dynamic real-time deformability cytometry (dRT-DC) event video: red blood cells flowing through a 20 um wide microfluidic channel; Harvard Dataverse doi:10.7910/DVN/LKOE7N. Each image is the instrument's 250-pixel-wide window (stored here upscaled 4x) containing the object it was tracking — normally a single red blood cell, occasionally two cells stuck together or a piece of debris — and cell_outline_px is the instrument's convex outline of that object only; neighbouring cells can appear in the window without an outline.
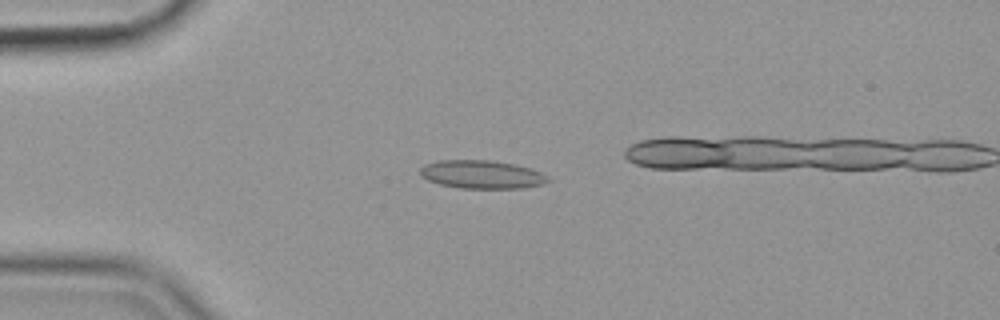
{"species": "common noctule bat (a hibernating species)", "species_latin": "Nyctalus noctula", "temperature_condition": "cold", "stored_images_in_passage": 36, "camera_frame_rate_fps": 3000, "um_per_image_px": 0.085, "animal": {"sex": "female", "body_mass_g": 19.9}, "frame": {"image": 1, "passage_image": 5, "time_ms": 1.333, "image_size_px": [1000, 320], "cell_outline_px": [[552, 180], [544, 184], [520, 188], [460, 188], [440, 184], [428, 180], [420, 176], [420, 168], [424, 164], [436, 160], [488, 160], [512, 164], [528, 168], [540, 172], [548, 176]], "centroid_in_image_um": [40.92, 14.83], "position_along_channel_um": 44.1, "area_um2": 21.04}}
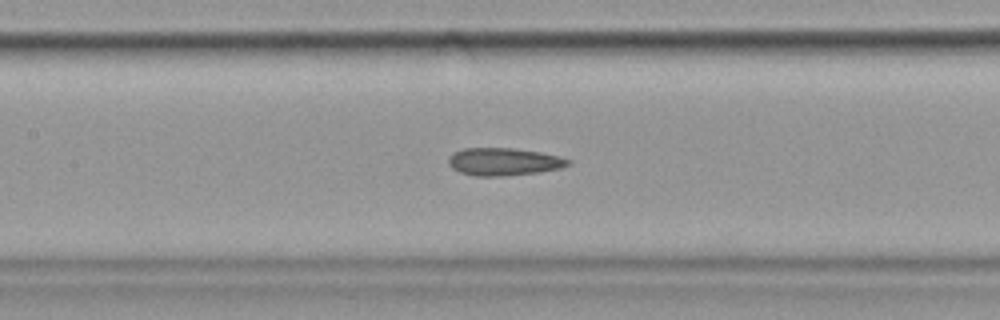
{"frame": {"image": 2, "passage_image": 17, "time_ms": 5.333, "image_size_px": [1000, 320], "cell_outline_px": [[572, 164], [560, 168], [536, 172], [504, 176], [476, 176], [460, 172], [452, 168], [448, 164], [448, 160], [452, 152], [464, 148], [512, 148], [540, 152], [560, 156], [572, 160]], "centroid_in_image_um": [42.82, 13.74], "position_along_channel_um": 164.6, "area_um2": 19.31}}
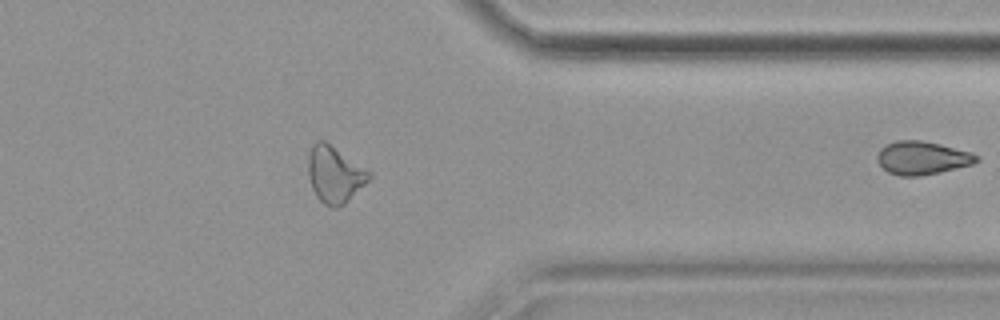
{"frame": {"image": 3, "passage_image": 36, "time_ms": 11.667, "image_size_px": [1000, 320], "cell_outline_px": [[980, 160], [972, 164], [940, 172], [920, 176], [900, 176], [888, 172], [876, 160], [876, 156], [880, 148], [896, 140], [920, 140], [940, 144], [972, 152], [980, 156]], "centroid_in_image_um": [78.39, 13.42], "position_along_channel_um": 333.0, "area_um2": 19.31}}